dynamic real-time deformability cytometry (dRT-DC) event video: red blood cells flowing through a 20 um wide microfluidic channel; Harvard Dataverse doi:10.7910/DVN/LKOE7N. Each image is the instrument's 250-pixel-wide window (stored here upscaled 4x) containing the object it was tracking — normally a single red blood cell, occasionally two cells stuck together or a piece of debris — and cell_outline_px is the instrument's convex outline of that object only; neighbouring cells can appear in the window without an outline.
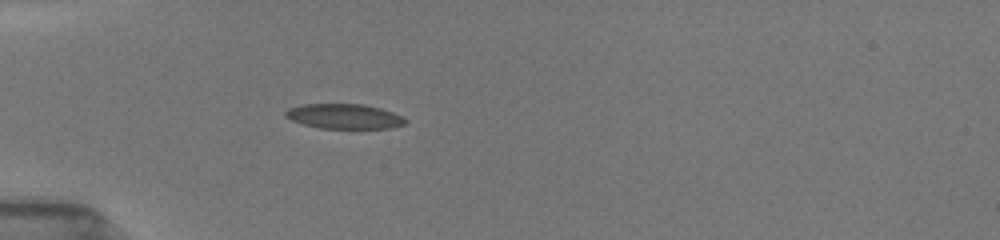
{"species": "common noctule bat (a hibernating species)", "species_latin": "Nyctalus noctula", "temperature_condition": "room temperature", "stored_images_in_passage": 37, "camera_frame_rate_fps": 3000, "um_per_image_px": 0.085, "animal": {"sex": "female", "body_mass_g": 19.5, "forearm_length_mm": 54.1}, "frame": {"image": 1, "passage_image": 1, "time_ms": 0.0, "image_size_px": [1000, 240], "cell_outline_px": [[408, 120], [404, 124], [388, 128], [320, 128], [304, 124], [292, 120], [284, 116], [284, 112], [288, 108], [304, 104], [364, 104], [380, 108], [404, 116]], "centroid_in_image_um": [29.26, 9.88], "position_along_channel_um": 55.7, "area_um2": 17.34}}
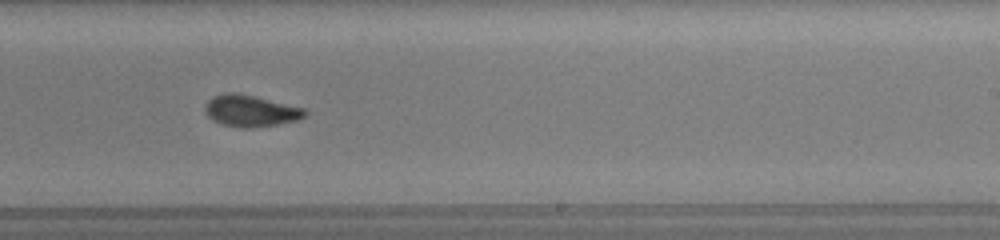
{"frame": {"image": 2, "passage_image": 18, "time_ms": 5.667, "image_size_px": [1000, 240], "cell_outline_px": [[308, 112], [300, 120], [276, 124], [248, 128], [244, 128], [224, 124], [212, 120], [204, 112], [204, 104], [212, 96], [224, 92], [236, 92], [304, 108]], "centroid_in_image_um": [21.26, 9.41], "position_along_channel_um": 267.7, "area_um2": 18.32}}
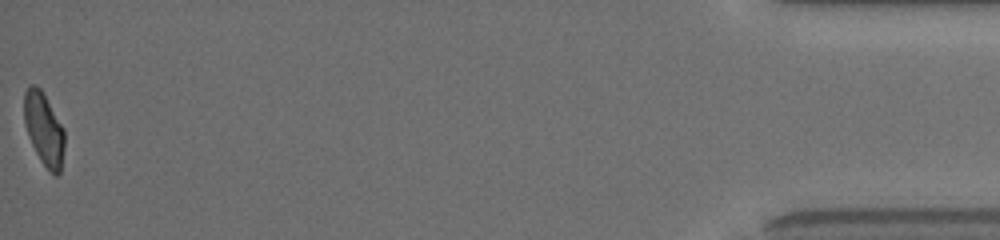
{"frame": {"image": 3, "passage_image": 37, "time_ms": 12.0, "image_size_px": [1000, 240], "cell_outline_px": [[64, 148], [60, 172], [56, 176], [40, 160], [28, 136], [24, 124], [24, 92], [32, 84], [36, 84], [40, 88], [64, 128]], "centroid_in_image_um": [3.72, 10.95], "position_along_channel_um": 431.5, "area_um2": 16.94}, "authors_computed_cell_mechanics": {"area_um2": 17.7446, "velocity_mm_per_s": 3.9679, "shape_relaxation_time_tau1_ms": 2.8562, "shape_relaxation_time_tau2_ms": 2.108, "deformation_change_tau1": 0.1323, "deformation_change_tau2": 0.066}}